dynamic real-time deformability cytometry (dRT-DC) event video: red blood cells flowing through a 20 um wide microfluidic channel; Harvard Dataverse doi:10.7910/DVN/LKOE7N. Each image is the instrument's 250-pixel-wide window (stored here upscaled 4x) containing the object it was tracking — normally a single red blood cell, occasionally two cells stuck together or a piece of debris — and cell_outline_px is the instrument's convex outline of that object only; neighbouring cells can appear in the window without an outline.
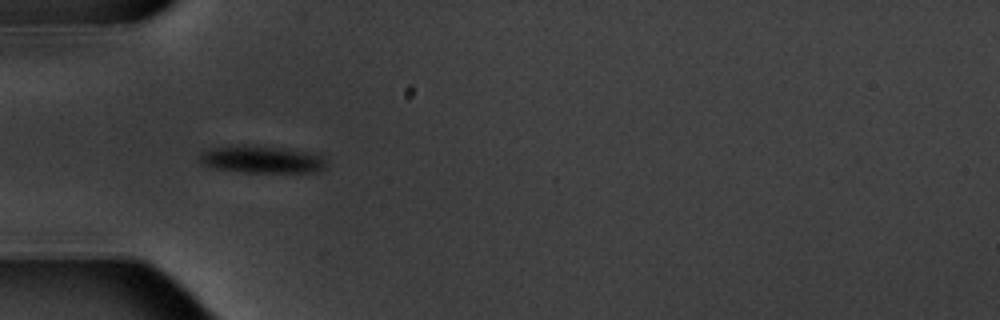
{"species": "common noctule bat (a hibernating species)", "species_latin": "Nyctalus noctula", "temperature_condition": "warm", "stored_images_in_passage": 9, "camera_frame_rate_fps": 3000, "um_per_image_px": 0.085, "animal": {"sex": "male", "body_mass_g": 20.1, "forearm_length_mm": 53.5}, "frame": {"image": 1, "passage_image": 4, "time_ms": 3.667, "image_size_px": [1000, 320], "cell_outline_px": [[328, 168], [316, 172], [244, 172], [212, 168], [200, 164], [200, 152], [212, 148], [244, 144], [288, 148], [324, 152]], "centroid_in_image_um": [22.38, 13.53], "position_along_channel_um": 62.6, "area_um2": 21.1}}
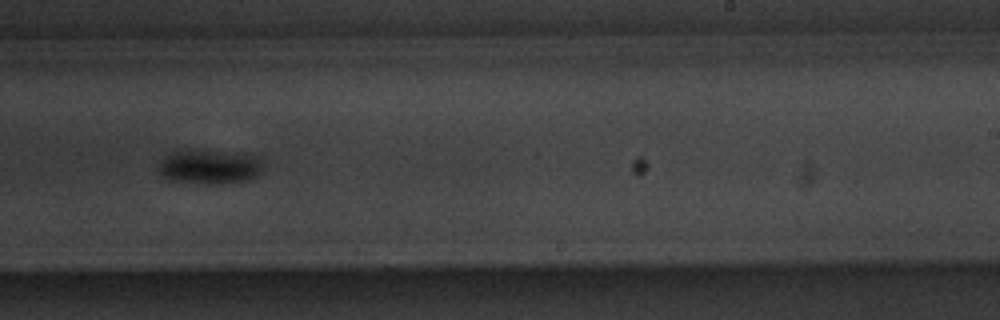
{"frame": {"image": 2, "passage_image": 9, "time_ms": 9.667, "image_size_px": [1000, 320], "cell_outline_px": [[264, 164], [260, 172], [256, 176], [248, 180], [220, 184], [208, 184], [172, 180], [164, 176], [160, 172], [160, 164], [168, 156], [176, 152], [252, 152], [260, 156]], "centroid_in_image_um": [17.99, 14.19], "position_along_channel_um": 271.0, "area_um2": 20.46}}